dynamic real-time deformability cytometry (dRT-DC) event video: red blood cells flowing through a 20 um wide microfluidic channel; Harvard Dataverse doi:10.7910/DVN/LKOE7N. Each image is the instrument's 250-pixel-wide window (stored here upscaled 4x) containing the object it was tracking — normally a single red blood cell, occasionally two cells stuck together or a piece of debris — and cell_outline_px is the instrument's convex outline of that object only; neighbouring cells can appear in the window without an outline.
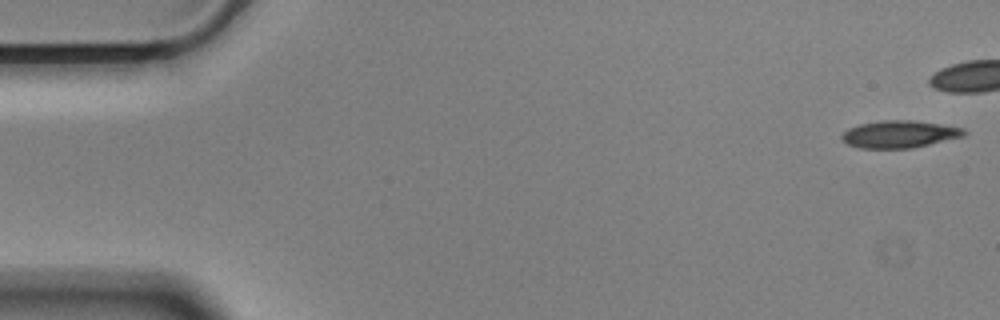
{"species": "Egyptian fruit bat (a non-hibernating species)", "species_latin": "Rousettus aegyptiacus", "temperature_condition": "cold", "stored_images_in_passage": 44, "camera_frame_rate_fps": 3000, "um_per_image_px": 0.085, "animal": {"sex": "male"}, "frame": {"image": 1, "passage_image": 1, "time_ms": 0.0, "image_size_px": [1000, 320], "cell_outline_px": [[968, 132], [964, 136], [912, 148], [860, 148], [848, 144], [840, 136], [848, 128], [860, 124], [880, 120], [912, 120], [940, 124], [964, 128]], "centroid_in_image_um": [76.47, 11.4], "position_along_channel_um": 8.5, "area_um2": 19.36}}
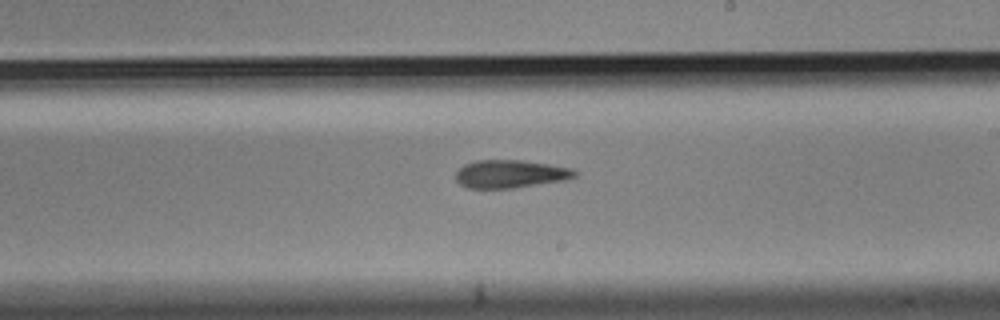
{"frame": {"image": 2, "passage_image": 32, "time_ms": 10.333, "image_size_px": [1000, 320], "cell_outline_px": [[576, 176], [564, 180], [512, 188], [468, 188], [460, 184], [456, 180], [456, 172], [464, 164], [476, 160], [524, 160], [552, 164], [572, 168], [576, 172]], "centroid_in_image_um": [43.37, 14.77], "position_along_channel_um": 245.6, "area_um2": 19.42}}
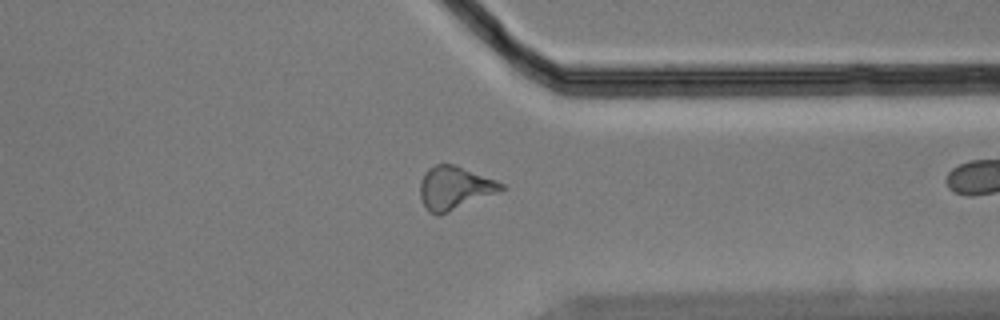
{"frame": {"image": 3, "passage_image": 43, "time_ms": 14.0, "image_size_px": [1000, 320], "cell_outline_px": [[508, 188], [440, 216], [436, 216], [428, 212], [424, 208], [420, 196], [420, 180], [424, 172], [428, 168], [436, 164], [456, 164], [496, 180], [504, 184]], "centroid_in_image_um": [38.62, 15.99], "position_along_channel_um": 372.8, "area_um2": 20.87}}